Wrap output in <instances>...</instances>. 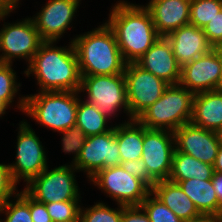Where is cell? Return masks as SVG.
Segmentation results:
<instances>
[{
  "label": "cell",
  "mask_w": 222,
  "mask_h": 222,
  "mask_svg": "<svg viewBox=\"0 0 222 222\" xmlns=\"http://www.w3.org/2000/svg\"><path fill=\"white\" fill-rule=\"evenodd\" d=\"M58 46V41H43L22 73L35 79L36 92L79 91L81 75L72 42Z\"/></svg>",
  "instance_id": "1"
},
{
  "label": "cell",
  "mask_w": 222,
  "mask_h": 222,
  "mask_svg": "<svg viewBox=\"0 0 222 222\" xmlns=\"http://www.w3.org/2000/svg\"><path fill=\"white\" fill-rule=\"evenodd\" d=\"M104 21L113 30L126 63H136L161 37L144 4L117 0Z\"/></svg>",
  "instance_id": "2"
},
{
  "label": "cell",
  "mask_w": 222,
  "mask_h": 222,
  "mask_svg": "<svg viewBox=\"0 0 222 222\" xmlns=\"http://www.w3.org/2000/svg\"><path fill=\"white\" fill-rule=\"evenodd\" d=\"M81 76L124 73L126 62L118 47L113 30L104 21L89 31L70 37Z\"/></svg>",
  "instance_id": "3"
},
{
  "label": "cell",
  "mask_w": 222,
  "mask_h": 222,
  "mask_svg": "<svg viewBox=\"0 0 222 222\" xmlns=\"http://www.w3.org/2000/svg\"><path fill=\"white\" fill-rule=\"evenodd\" d=\"M79 91H47L27 94L24 113L35 125L61 132L76 125ZM49 128V129H48Z\"/></svg>",
  "instance_id": "4"
},
{
  "label": "cell",
  "mask_w": 222,
  "mask_h": 222,
  "mask_svg": "<svg viewBox=\"0 0 222 222\" xmlns=\"http://www.w3.org/2000/svg\"><path fill=\"white\" fill-rule=\"evenodd\" d=\"M193 98L194 94L180 84L169 85L136 120L148 129L174 132L191 121Z\"/></svg>",
  "instance_id": "5"
},
{
  "label": "cell",
  "mask_w": 222,
  "mask_h": 222,
  "mask_svg": "<svg viewBox=\"0 0 222 222\" xmlns=\"http://www.w3.org/2000/svg\"><path fill=\"white\" fill-rule=\"evenodd\" d=\"M79 92L82 99L97 107L111 122L123 113L126 120H134L130 116L124 73L81 76Z\"/></svg>",
  "instance_id": "6"
},
{
  "label": "cell",
  "mask_w": 222,
  "mask_h": 222,
  "mask_svg": "<svg viewBox=\"0 0 222 222\" xmlns=\"http://www.w3.org/2000/svg\"><path fill=\"white\" fill-rule=\"evenodd\" d=\"M14 12L17 11L0 13V23H3L0 25V63L14 64L16 60L21 59L28 65L43 40L31 16L6 22Z\"/></svg>",
  "instance_id": "7"
},
{
  "label": "cell",
  "mask_w": 222,
  "mask_h": 222,
  "mask_svg": "<svg viewBox=\"0 0 222 222\" xmlns=\"http://www.w3.org/2000/svg\"><path fill=\"white\" fill-rule=\"evenodd\" d=\"M27 119L19 121L16 131L15 161L8 163L14 182L23 186L40 175L50 164L48 152ZM35 130V131H34ZM47 152V153H46Z\"/></svg>",
  "instance_id": "8"
},
{
  "label": "cell",
  "mask_w": 222,
  "mask_h": 222,
  "mask_svg": "<svg viewBox=\"0 0 222 222\" xmlns=\"http://www.w3.org/2000/svg\"><path fill=\"white\" fill-rule=\"evenodd\" d=\"M50 168V169H49ZM79 171L74 165L47 167L40 175L33 178L23 189L41 203L82 200L76 178Z\"/></svg>",
  "instance_id": "9"
},
{
  "label": "cell",
  "mask_w": 222,
  "mask_h": 222,
  "mask_svg": "<svg viewBox=\"0 0 222 222\" xmlns=\"http://www.w3.org/2000/svg\"><path fill=\"white\" fill-rule=\"evenodd\" d=\"M88 183L112 199L114 205H141L151 192L142 180L129 174L121 165L101 169Z\"/></svg>",
  "instance_id": "10"
},
{
  "label": "cell",
  "mask_w": 222,
  "mask_h": 222,
  "mask_svg": "<svg viewBox=\"0 0 222 222\" xmlns=\"http://www.w3.org/2000/svg\"><path fill=\"white\" fill-rule=\"evenodd\" d=\"M174 132L143 126L142 156L149 173V188L168 180L175 151Z\"/></svg>",
  "instance_id": "11"
},
{
  "label": "cell",
  "mask_w": 222,
  "mask_h": 222,
  "mask_svg": "<svg viewBox=\"0 0 222 222\" xmlns=\"http://www.w3.org/2000/svg\"><path fill=\"white\" fill-rule=\"evenodd\" d=\"M82 0H48L32 15V20L43 41H60L73 27ZM77 16V17H76Z\"/></svg>",
  "instance_id": "12"
},
{
  "label": "cell",
  "mask_w": 222,
  "mask_h": 222,
  "mask_svg": "<svg viewBox=\"0 0 222 222\" xmlns=\"http://www.w3.org/2000/svg\"><path fill=\"white\" fill-rule=\"evenodd\" d=\"M124 75L130 116L133 119L153 105L169 86L164 80L144 70L136 63H127Z\"/></svg>",
  "instance_id": "13"
},
{
  "label": "cell",
  "mask_w": 222,
  "mask_h": 222,
  "mask_svg": "<svg viewBox=\"0 0 222 222\" xmlns=\"http://www.w3.org/2000/svg\"><path fill=\"white\" fill-rule=\"evenodd\" d=\"M120 164L121 157L114 125V127L106 133L92 135L86 138L74 167L79 173L83 172V175H86L88 181L101 169L119 166Z\"/></svg>",
  "instance_id": "14"
},
{
  "label": "cell",
  "mask_w": 222,
  "mask_h": 222,
  "mask_svg": "<svg viewBox=\"0 0 222 222\" xmlns=\"http://www.w3.org/2000/svg\"><path fill=\"white\" fill-rule=\"evenodd\" d=\"M220 81L221 63L218 47L212 48L208 53L181 68L179 84L193 94L219 89Z\"/></svg>",
  "instance_id": "15"
},
{
  "label": "cell",
  "mask_w": 222,
  "mask_h": 222,
  "mask_svg": "<svg viewBox=\"0 0 222 222\" xmlns=\"http://www.w3.org/2000/svg\"><path fill=\"white\" fill-rule=\"evenodd\" d=\"M175 150L213 165L220 147L217 133L191 122L174 131Z\"/></svg>",
  "instance_id": "16"
},
{
  "label": "cell",
  "mask_w": 222,
  "mask_h": 222,
  "mask_svg": "<svg viewBox=\"0 0 222 222\" xmlns=\"http://www.w3.org/2000/svg\"><path fill=\"white\" fill-rule=\"evenodd\" d=\"M136 64L169 85L180 82L181 68L174 56L171 44L164 36H161Z\"/></svg>",
  "instance_id": "17"
},
{
  "label": "cell",
  "mask_w": 222,
  "mask_h": 222,
  "mask_svg": "<svg viewBox=\"0 0 222 222\" xmlns=\"http://www.w3.org/2000/svg\"><path fill=\"white\" fill-rule=\"evenodd\" d=\"M172 46L180 68L208 53L213 47L208 43L203 29L192 24L184 25L165 36Z\"/></svg>",
  "instance_id": "18"
},
{
  "label": "cell",
  "mask_w": 222,
  "mask_h": 222,
  "mask_svg": "<svg viewBox=\"0 0 222 222\" xmlns=\"http://www.w3.org/2000/svg\"><path fill=\"white\" fill-rule=\"evenodd\" d=\"M149 1V2H148ZM145 8L150 12L156 31L166 36L190 23L191 0H148Z\"/></svg>",
  "instance_id": "19"
},
{
  "label": "cell",
  "mask_w": 222,
  "mask_h": 222,
  "mask_svg": "<svg viewBox=\"0 0 222 222\" xmlns=\"http://www.w3.org/2000/svg\"><path fill=\"white\" fill-rule=\"evenodd\" d=\"M190 122L216 132L222 126V90L194 94Z\"/></svg>",
  "instance_id": "20"
},
{
  "label": "cell",
  "mask_w": 222,
  "mask_h": 222,
  "mask_svg": "<svg viewBox=\"0 0 222 222\" xmlns=\"http://www.w3.org/2000/svg\"><path fill=\"white\" fill-rule=\"evenodd\" d=\"M151 192L184 222L201 216L192 200L176 183L169 180L158 181Z\"/></svg>",
  "instance_id": "21"
},
{
  "label": "cell",
  "mask_w": 222,
  "mask_h": 222,
  "mask_svg": "<svg viewBox=\"0 0 222 222\" xmlns=\"http://www.w3.org/2000/svg\"><path fill=\"white\" fill-rule=\"evenodd\" d=\"M173 183L181 187L183 192L192 200L201 215L219 217L222 205L217 199L212 179L199 180L191 178Z\"/></svg>",
  "instance_id": "22"
},
{
  "label": "cell",
  "mask_w": 222,
  "mask_h": 222,
  "mask_svg": "<svg viewBox=\"0 0 222 222\" xmlns=\"http://www.w3.org/2000/svg\"><path fill=\"white\" fill-rule=\"evenodd\" d=\"M114 123L121 162L141 159L143 125H141L136 119L131 121L124 119L120 120V122Z\"/></svg>",
  "instance_id": "23"
},
{
  "label": "cell",
  "mask_w": 222,
  "mask_h": 222,
  "mask_svg": "<svg viewBox=\"0 0 222 222\" xmlns=\"http://www.w3.org/2000/svg\"><path fill=\"white\" fill-rule=\"evenodd\" d=\"M214 173L213 165L175 150L168 180L171 182H181L191 178L209 180L212 179Z\"/></svg>",
  "instance_id": "24"
},
{
  "label": "cell",
  "mask_w": 222,
  "mask_h": 222,
  "mask_svg": "<svg viewBox=\"0 0 222 222\" xmlns=\"http://www.w3.org/2000/svg\"><path fill=\"white\" fill-rule=\"evenodd\" d=\"M13 65L0 63V102L8 110L15 106L13 110L17 109L19 113H24L26 95L21 94L22 82L20 83L18 72L14 70Z\"/></svg>",
  "instance_id": "25"
},
{
  "label": "cell",
  "mask_w": 222,
  "mask_h": 222,
  "mask_svg": "<svg viewBox=\"0 0 222 222\" xmlns=\"http://www.w3.org/2000/svg\"><path fill=\"white\" fill-rule=\"evenodd\" d=\"M111 123V124H110ZM115 124L111 122L97 107L81 97L78 100L76 126L80 127L86 136L103 134L110 131Z\"/></svg>",
  "instance_id": "26"
},
{
  "label": "cell",
  "mask_w": 222,
  "mask_h": 222,
  "mask_svg": "<svg viewBox=\"0 0 222 222\" xmlns=\"http://www.w3.org/2000/svg\"><path fill=\"white\" fill-rule=\"evenodd\" d=\"M4 216V217H2ZM3 222H33L30 214V195L21 189L0 206Z\"/></svg>",
  "instance_id": "27"
},
{
  "label": "cell",
  "mask_w": 222,
  "mask_h": 222,
  "mask_svg": "<svg viewBox=\"0 0 222 222\" xmlns=\"http://www.w3.org/2000/svg\"><path fill=\"white\" fill-rule=\"evenodd\" d=\"M81 204L79 222H121L122 205L116 204L117 207L111 208L104 201H96L94 205Z\"/></svg>",
  "instance_id": "28"
},
{
  "label": "cell",
  "mask_w": 222,
  "mask_h": 222,
  "mask_svg": "<svg viewBox=\"0 0 222 222\" xmlns=\"http://www.w3.org/2000/svg\"><path fill=\"white\" fill-rule=\"evenodd\" d=\"M222 10V0H191L190 24L203 29Z\"/></svg>",
  "instance_id": "29"
},
{
  "label": "cell",
  "mask_w": 222,
  "mask_h": 222,
  "mask_svg": "<svg viewBox=\"0 0 222 222\" xmlns=\"http://www.w3.org/2000/svg\"><path fill=\"white\" fill-rule=\"evenodd\" d=\"M61 135V150L65 155H72V160L65 165H75L86 141V134L78 126L58 132Z\"/></svg>",
  "instance_id": "30"
},
{
  "label": "cell",
  "mask_w": 222,
  "mask_h": 222,
  "mask_svg": "<svg viewBox=\"0 0 222 222\" xmlns=\"http://www.w3.org/2000/svg\"><path fill=\"white\" fill-rule=\"evenodd\" d=\"M82 200H68L45 204L54 222H79Z\"/></svg>",
  "instance_id": "31"
},
{
  "label": "cell",
  "mask_w": 222,
  "mask_h": 222,
  "mask_svg": "<svg viewBox=\"0 0 222 222\" xmlns=\"http://www.w3.org/2000/svg\"><path fill=\"white\" fill-rule=\"evenodd\" d=\"M141 206L148 214L150 222H184L152 192L147 195Z\"/></svg>",
  "instance_id": "32"
},
{
  "label": "cell",
  "mask_w": 222,
  "mask_h": 222,
  "mask_svg": "<svg viewBox=\"0 0 222 222\" xmlns=\"http://www.w3.org/2000/svg\"><path fill=\"white\" fill-rule=\"evenodd\" d=\"M18 185L14 182L9 165L0 163V206L18 193Z\"/></svg>",
  "instance_id": "33"
},
{
  "label": "cell",
  "mask_w": 222,
  "mask_h": 222,
  "mask_svg": "<svg viewBox=\"0 0 222 222\" xmlns=\"http://www.w3.org/2000/svg\"><path fill=\"white\" fill-rule=\"evenodd\" d=\"M203 32L213 48L222 45V10L203 28Z\"/></svg>",
  "instance_id": "34"
},
{
  "label": "cell",
  "mask_w": 222,
  "mask_h": 222,
  "mask_svg": "<svg viewBox=\"0 0 222 222\" xmlns=\"http://www.w3.org/2000/svg\"><path fill=\"white\" fill-rule=\"evenodd\" d=\"M120 165L129 174L142 180L149 187V173L142 158L121 162Z\"/></svg>",
  "instance_id": "35"
},
{
  "label": "cell",
  "mask_w": 222,
  "mask_h": 222,
  "mask_svg": "<svg viewBox=\"0 0 222 222\" xmlns=\"http://www.w3.org/2000/svg\"><path fill=\"white\" fill-rule=\"evenodd\" d=\"M121 222H150V219L141 205H122Z\"/></svg>",
  "instance_id": "36"
},
{
  "label": "cell",
  "mask_w": 222,
  "mask_h": 222,
  "mask_svg": "<svg viewBox=\"0 0 222 222\" xmlns=\"http://www.w3.org/2000/svg\"><path fill=\"white\" fill-rule=\"evenodd\" d=\"M30 214L33 222H53L45 203H41L30 196Z\"/></svg>",
  "instance_id": "37"
},
{
  "label": "cell",
  "mask_w": 222,
  "mask_h": 222,
  "mask_svg": "<svg viewBox=\"0 0 222 222\" xmlns=\"http://www.w3.org/2000/svg\"><path fill=\"white\" fill-rule=\"evenodd\" d=\"M212 184L219 203L222 205V173L215 172L212 177Z\"/></svg>",
  "instance_id": "38"
},
{
  "label": "cell",
  "mask_w": 222,
  "mask_h": 222,
  "mask_svg": "<svg viewBox=\"0 0 222 222\" xmlns=\"http://www.w3.org/2000/svg\"><path fill=\"white\" fill-rule=\"evenodd\" d=\"M23 0H0V13L20 9Z\"/></svg>",
  "instance_id": "39"
},
{
  "label": "cell",
  "mask_w": 222,
  "mask_h": 222,
  "mask_svg": "<svg viewBox=\"0 0 222 222\" xmlns=\"http://www.w3.org/2000/svg\"><path fill=\"white\" fill-rule=\"evenodd\" d=\"M214 172L222 173V147L220 146L217 152L215 162L213 164Z\"/></svg>",
  "instance_id": "40"
},
{
  "label": "cell",
  "mask_w": 222,
  "mask_h": 222,
  "mask_svg": "<svg viewBox=\"0 0 222 222\" xmlns=\"http://www.w3.org/2000/svg\"><path fill=\"white\" fill-rule=\"evenodd\" d=\"M185 222H219V218L215 216L201 215L196 219H192L190 221Z\"/></svg>",
  "instance_id": "41"
},
{
  "label": "cell",
  "mask_w": 222,
  "mask_h": 222,
  "mask_svg": "<svg viewBox=\"0 0 222 222\" xmlns=\"http://www.w3.org/2000/svg\"><path fill=\"white\" fill-rule=\"evenodd\" d=\"M218 56L220 58V63H221V81H220V90H222V45L218 46Z\"/></svg>",
  "instance_id": "42"
},
{
  "label": "cell",
  "mask_w": 222,
  "mask_h": 222,
  "mask_svg": "<svg viewBox=\"0 0 222 222\" xmlns=\"http://www.w3.org/2000/svg\"><path fill=\"white\" fill-rule=\"evenodd\" d=\"M6 110H8V109L5 106H0V120L4 118L3 117L4 115L9 113V111H6Z\"/></svg>",
  "instance_id": "43"
},
{
  "label": "cell",
  "mask_w": 222,
  "mask_h": 222,
  "mask_svg": "<svg viewBox=\"0 0 222 222\" xmlns=\"http://www.w3.org/2000/svg\"><path fill=\"white\" fill-rule=\"evenodd\" d=\"M216 133L218 136L219 144L222 147V126L216 131Z\"/></svg>",
  "instance_id": "44"
},
{
  "label": "cell",
  "mask_w": 222,
  "mask_h": 222,
  "mask_svg": "<svg viewBox=\"0 0 222 222\" xmlns=\"http://www.w3.org/2000/svg\"><path fill=\"white\" fill-rule=\"evenodd\" d=\"M218 218H219V222H222V210Z\"/></svg>",
  "instance_id": "45"
}]
</instances>
